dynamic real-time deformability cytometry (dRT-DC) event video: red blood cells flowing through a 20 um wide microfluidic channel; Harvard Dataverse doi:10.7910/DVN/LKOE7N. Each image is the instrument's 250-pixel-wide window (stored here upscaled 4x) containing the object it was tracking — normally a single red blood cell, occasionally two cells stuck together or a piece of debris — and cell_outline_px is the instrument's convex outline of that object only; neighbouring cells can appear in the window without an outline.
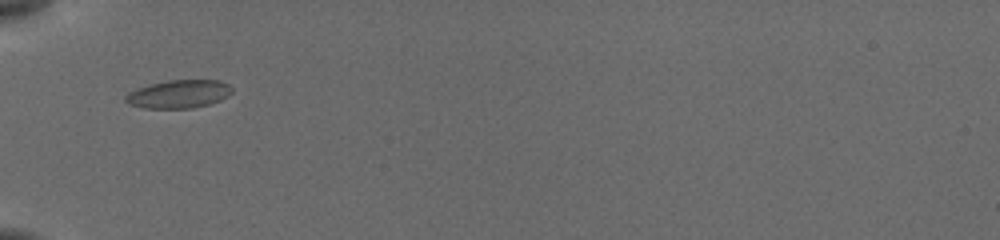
{"species": "common noctule bat (a hibernating species)", "species_latin": "Nyctalus noctula", "temperature_condition": "cold", "stored_images_in_passage": 3, "camera_frame_rate_fps": 3000, "um_per_image_px": 0.085, "animal": {"sex": "female", "body_mass_g": 19.5, "forearm_length_mm": 54.1}, "frame": {"image": 1, "passage_image": 1, "time_ms": 0.0, "image_size_px": [1000, 240], "cell_outline_px": [[232, 92], [228, 96], [220, 100], [208, 104], [192, 108], [144, 108], [128, 104], [124, 100], [124, 96], [128, 92], [136, 88], [148, 84], [168, 80], [220, 80], [228, 84], [232, 88]], "centroid_in_image_um": [15.16, 7.99], "position_along_channel_um": 69.8, "area_um2": 17.63}}